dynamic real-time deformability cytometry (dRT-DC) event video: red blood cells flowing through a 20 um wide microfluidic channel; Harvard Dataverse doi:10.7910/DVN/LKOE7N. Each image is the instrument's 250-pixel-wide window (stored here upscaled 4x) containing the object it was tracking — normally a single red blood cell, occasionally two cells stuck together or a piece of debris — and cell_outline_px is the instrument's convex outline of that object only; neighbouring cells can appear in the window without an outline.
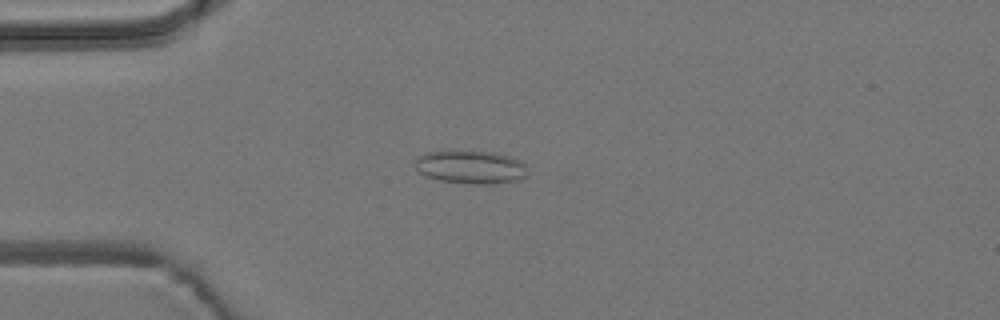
{"species": "common noctule bat (a hibernating species)", "species_latin": "Nyctalus noctula", "temperature_condition": "room temperature", "stored_images_in_passage": 5, "camera_frame_rate_fps": 3000, "um_per_image_px": 0.085, "animal": {"sex": "male", "body_mass_g": 19.2, "forearm_length_mm": 51.8}, "frame": {"image": 1, "passage_image": 3, "time_ms": 2.333, "image_size_px": [1000, 320], "cell_outline_px": [[528, 172], [524, 176], [516, 180], [488, 184], [476, 184], [440, 180], [428, 176], [420, 172], [416, 168], [416, 160], [424, 152], [492, 152], [508, 156], [524, 164]], "centroid_in_image_um": [40.01, 14.21], "position_along_channel_um": 45.0, "area_um2": 20.98}}
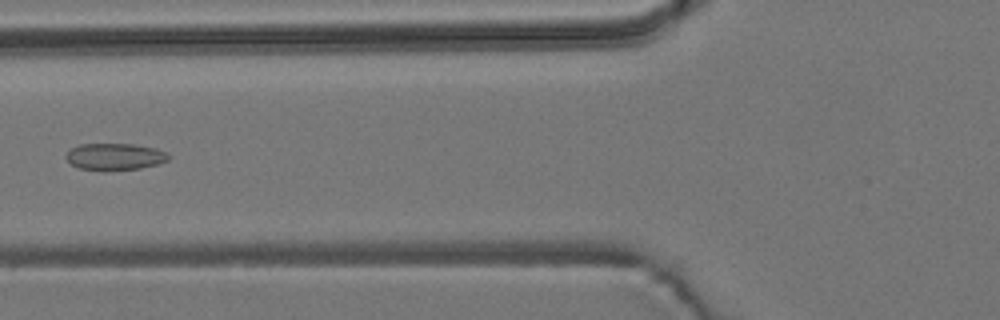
{"frame": {"image": 2, "passage_image": 5, "time_ms": 4.667, "image_size_px": [1000, 320], "cell_outline_px": [[172, 156], [168, 160], [156, 164], [140, 168], [104, 172], [100, 172], [80, 168], [72, 164], [64, 156], [72, 148], [80, 144], [132, 144], [156, 148]], "centroid_in_image_um": [9.75, 13.33], "position_along_channel_um": 116.0, "area_um2": 16.18}}